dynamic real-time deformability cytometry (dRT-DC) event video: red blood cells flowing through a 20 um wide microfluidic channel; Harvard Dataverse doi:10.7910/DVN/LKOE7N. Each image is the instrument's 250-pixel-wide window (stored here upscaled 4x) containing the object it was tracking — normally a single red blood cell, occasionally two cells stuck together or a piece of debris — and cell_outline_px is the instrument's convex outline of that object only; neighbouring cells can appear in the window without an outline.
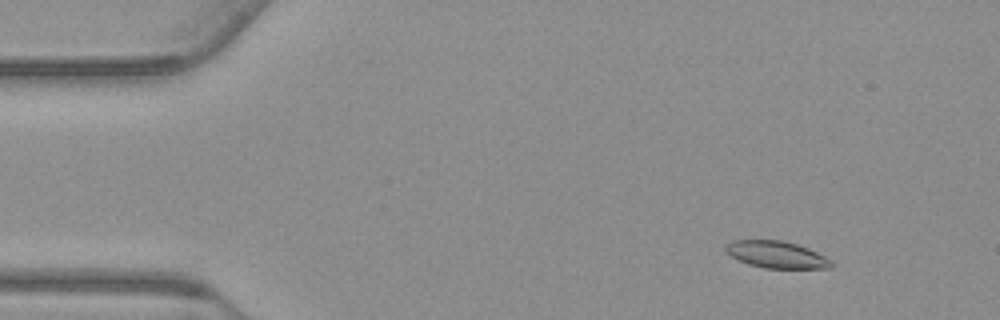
{"species": "common noctule bat (a hibernating species)", "species_latin": "Nyctalus noctula", "temperature_condition": "warm", "stored_images_in_passage": 56, "camera_frame_rate_fps": 3000, "um_per_image_px": 0.085, "animal": {"sex": "male", "body_mass_g": 23.1, "forearm_length_mm": 52.7}, "frame": {"image": 1, "passage_image": 7, "time_ms": 2.0, "image_size_px": [1000, 320], "cell_outline_px": [[832, 268], [764, 268], [748, 264], [724, 252], [724, 244], [732, 240], [780, 240], [796, 244], [808, 248], [832, 260]], "centroid_in_image_um": [65.96, 21.63], "position_along_channel_um": 19.0, "area_um2": 16.59}}
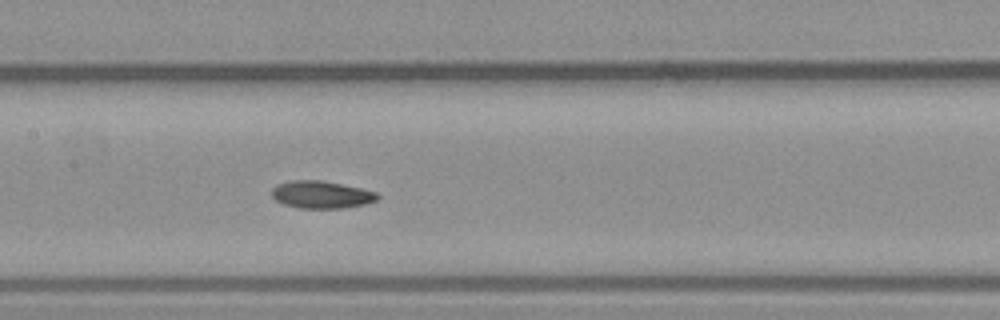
{"frame": {"image": 2, "passage_image": 27, "time_ms": 8.667, "image_size_px": [1000, 320], "cell_outline_px": [[380, 196], [376, 200], [364, 204], [344, 208], [300, 208], [284, 204], [276, 200], [272, 196], [272, 188], [276, 184], [292, 180], [320, 180], [360, 188], [376, 192]], "centroid_in_image_um": [27.29, 16.54], "position_along_channel_um": 180.1, "area_um2": 16.76}}
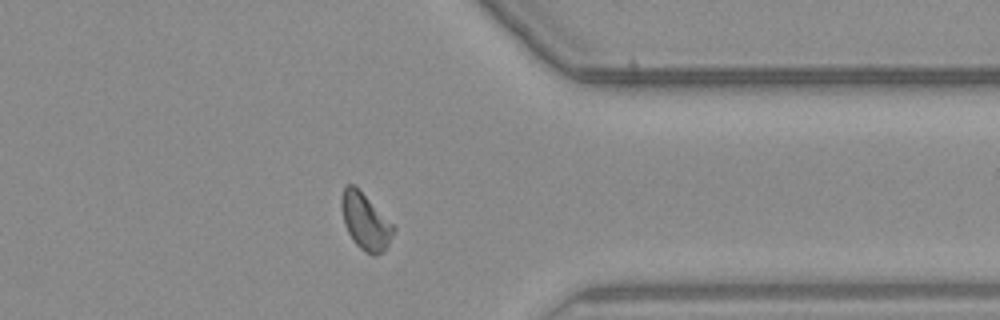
{"frame": {"image": 3, "passage_image": 44, "time_ms": 14.333, "image_size_px": [1000, 320], "cell_outline_px": [[396, 228], [384, 252], [376, 256], [372, 256], [364, 252], [352, 240], [344, 224], [340, 208], [340, 200], [344, 184], [356, 184]], "centroid_in_image_um": [31.02, 18.8], "position_along_channel_um": 380.4, "area_um2": 17.51}, "authors_computed_cell_mechanics": {"area_um2": 16.9354, "velocity_mm_per_s": 3.7359, "shape_relaxation_time_tau1_ms": 3.5561, "shape_relaxation_time_tau2_ms": 4.5521, "deformation_change_tau1": 0.1028, "deformation_change_tau2": 0.0879}}